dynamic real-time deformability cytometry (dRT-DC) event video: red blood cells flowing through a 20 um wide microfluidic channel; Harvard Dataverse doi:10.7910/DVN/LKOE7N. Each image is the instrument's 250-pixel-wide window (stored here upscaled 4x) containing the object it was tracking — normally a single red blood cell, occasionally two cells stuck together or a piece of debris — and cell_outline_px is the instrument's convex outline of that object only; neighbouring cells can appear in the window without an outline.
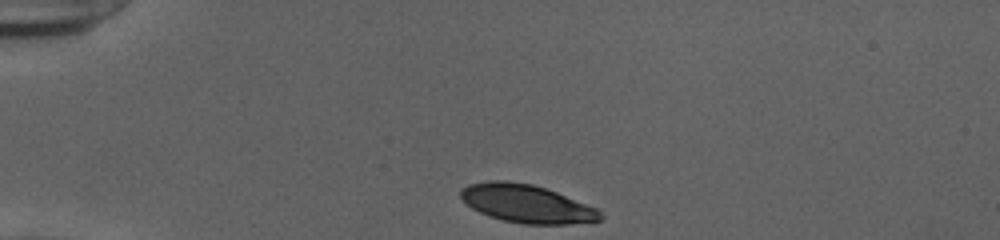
{"species": "human", "species_latin": "Homo sapiens", "temperature_condition": "cold", "stored_images_in_passage": 33, "camera_frame_rate_fps": 3000, "um_per_image_px": 0.085, "donor": {"sex": "female"}, "frame": {"image": 1, "passage_image": 1, "time_ms": 0.0, "image_size_px": [1000, 240], "cell_outline_px": [[604, 220], [568, 224], [524, 224], [504, 220], [488, 216], [472, 208], [460, 196], [460, 188], [468, 184], [488, 180], [504, 180], [532, 184], [556, 192], [600, 208], [604, 216]], "centroid_in_image_um": [44.81, 17.31], "position_along_channel_um": 40.2, "area_um2": 31.27}}
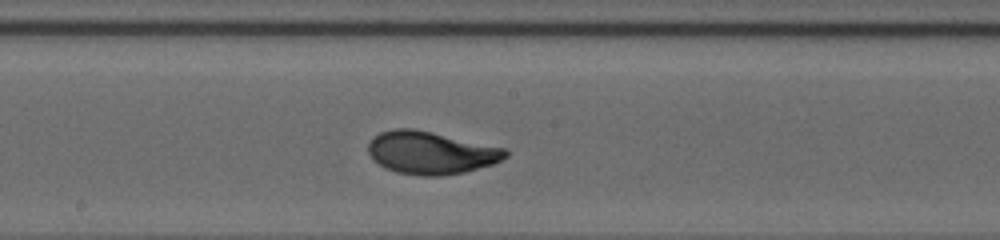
{"frame": {"image": 2, "passage_image": 18, "time_ms": 5.667, "image_size_px": [1000, 240], "cell_outline_px": [[508, 156], [492, 164], [464, 172], [440, 176], [420, 176], [396, 172], [384, 168], [372, 160], [368, 152], [368, 144], [380, 132], [392, 128], [412, 128], [432, 132], [504, 148], [508, 152]], "centroid_in_image_um": [36.58, 12.99], "position_along_channel_um": 211.6, "area_um2": 34.04}}
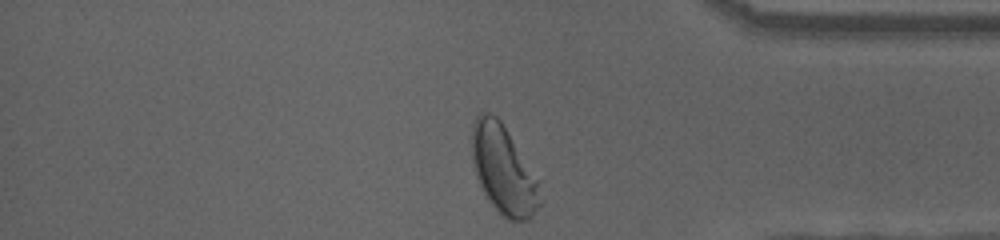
{"frame": {"image": 3, "passage_image": 33, "time_ms": 10.667, "image_size_px": [1000, 240], "cell_outline_px": [[544, 204], [528, 220], [508, 220], [500, 216], [484, 192], [476, 176], [472, 164], [472, 124], [476, 116], [480, 112], [488, 112], [496, 116], [500, 120], [540, 180]], "centroid_in_image_um": [42.84, 14.47], "position_along_channel_um": 392.4, "area_um2": 35.89}, "authors_computed_cell_mechanics": {"area_um2": 33.1194, "velocity_mm_per_s": 3.8869, "shape_relaxation_time_tau1_ms": 2.9273, "shape_relaxation_time_tau2_ms": null, "deformation_change_tau1": 0.155, "deformation_change_tau2": null}}